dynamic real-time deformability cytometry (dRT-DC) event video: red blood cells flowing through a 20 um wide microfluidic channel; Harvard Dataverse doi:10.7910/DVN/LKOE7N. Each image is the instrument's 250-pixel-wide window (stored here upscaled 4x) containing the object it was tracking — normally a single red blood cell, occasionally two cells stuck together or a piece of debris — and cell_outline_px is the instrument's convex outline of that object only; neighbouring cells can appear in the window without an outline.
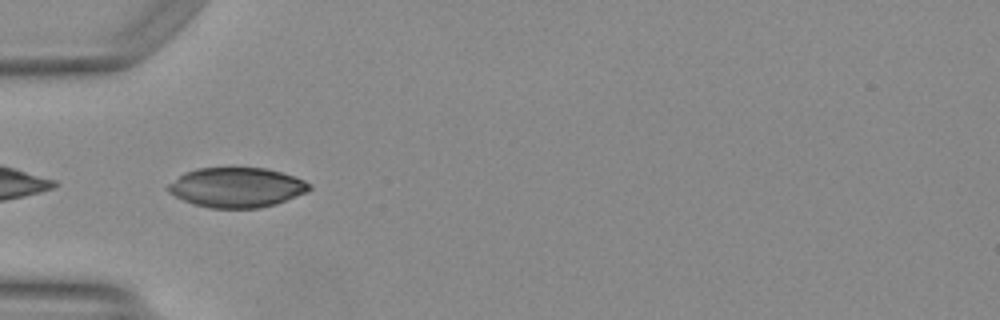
{"species": "Egyptian fruit bat (a non-hibernating species)", "species_latin": "Rousettus aegyptiacus", "temperature_condition": "warm", "stored_images_in_passage": 21, "camera_frame_rate_fps": 3000, "um_per_image_px": 0.085, "animal": {"sex": "female"}, "frame": {"image": 1, "passage_image": 1, "time_ms": 0.0, "image_size_px": [1000, 320], "cell_outline_px": [[312, 188], [308, 192], [276, 204], [260, 208], [212, 208], [196, 204], [184, 200], [168, 192], [168, 184], [184, 172], [196, 168], [264, 168], [280, 172], [304, 180], [312, 184]], "centroid_in_image_um": [20.14, 15.93], "position_along_channel_um": 64.9, "area_um2": 32.66}}
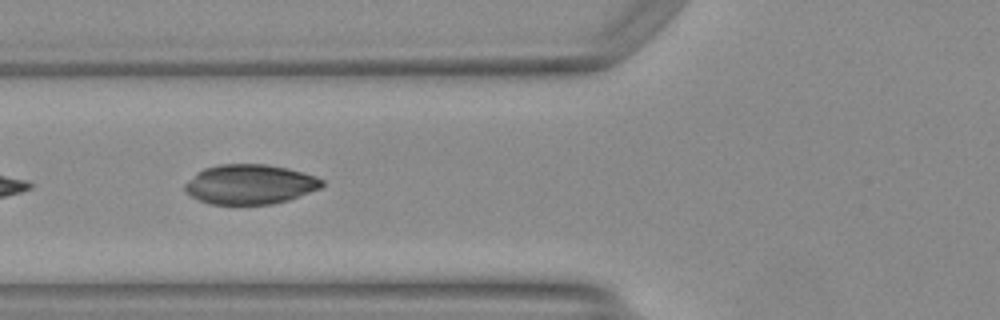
{"frame": {"image": 2, "passage_image": 4, "time_ms": 1.0, "image_size_px": [1000, 320], "cell_outline_px": [[324, 184], [320, 188], [288, 200], [272, 204], [208, 204], [184, 192], [184, 184], [196, 172], [204, 168], [220, 164], [264, 164], [288, 168], [316, 176], [324, 180]], "centroid_in_image_um": [21.22, 15.66], "position_along_channel_um": 104.6, "area_um2": 31.79}}